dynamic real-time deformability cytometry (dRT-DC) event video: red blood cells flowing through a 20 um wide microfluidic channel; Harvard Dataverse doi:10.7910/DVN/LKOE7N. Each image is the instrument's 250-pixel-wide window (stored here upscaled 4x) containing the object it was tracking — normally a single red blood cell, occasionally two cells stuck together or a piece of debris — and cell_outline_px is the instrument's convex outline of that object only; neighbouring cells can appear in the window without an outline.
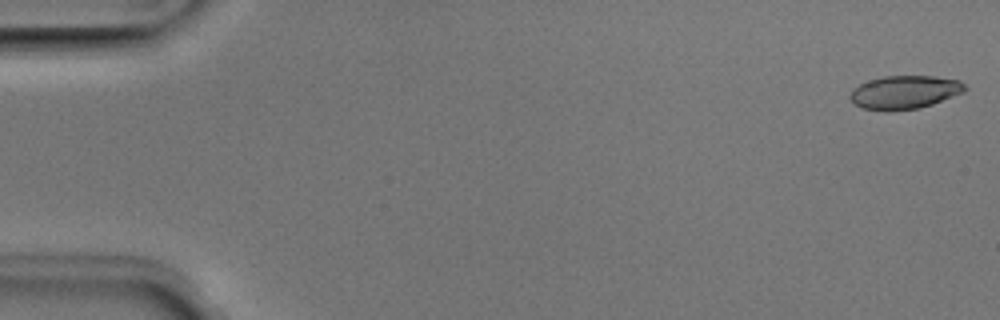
{"species": "Egyptian fruit bat (a non-hibernating species)", "species_latin": "Rousettus aegyptiacus", "temperature_condition": "room temperature", "stored_images_in_passage": 51, "camera_frame_rate_fps": 3000, "um_per_image_px": 0.085, "animal": {"sex": "male"}, "frame": {"image": 1, "passage_image": 1, "time_ms": 0.0, "image_size_px": [1000, 320], "cell_outline_px": [[968, 88], [964, 92], [932, 104], [920, 108], [888, 112], [884, 112], [860, 108], [848, 96], [860, 84], [868, 80], [884, 76], [936, 76], [960, 80]], "centroid_in_image_um": [76.9, 7.85], "position_along_channel_um": 8.1, "area_um2": 22.54}}
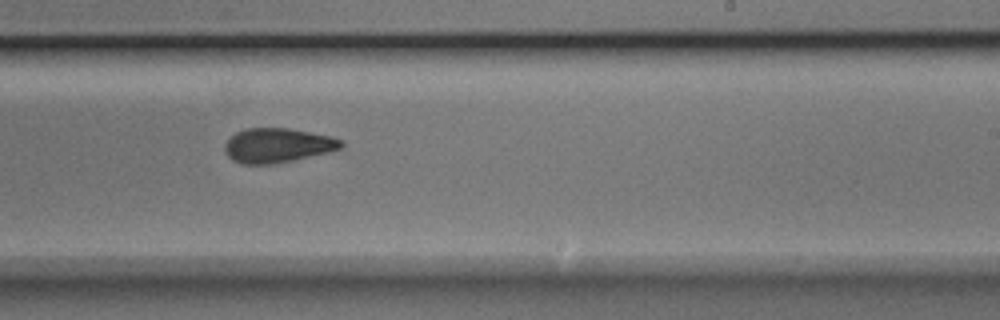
{"frame": {"image": 2, "passage_image": 31, "time_ms": 10.0, "image_size_px": [1000, 320], "cell_outline_px": [[344, 144], [340, 148], [328, 152], [292, 160], [272, 164], [240, 164], [232, 160], [224, 152], [224, 144], [236, 132], [244, 128], [288, 128], [332, 136], [344, 140]], "centroid_in_image_um": [23.57, 12.35], "position_along_channel_um": 265.4, "area_um2": 23.41}}
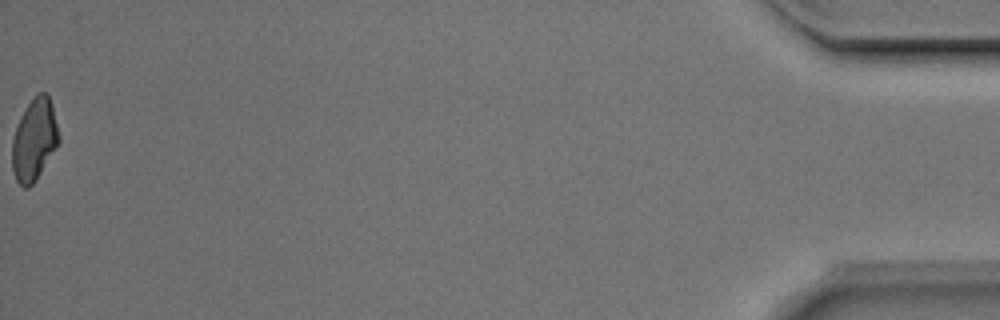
{"frame": {"image": 3, "passage_image": 51, "time_ms": 16.667, "image_size_px": [1000, 320], "cell_outline_px": [[60, 140], [36, 180], [28, 188], [24, 188], [16, 180], [12, 168], [12, 140], [20, 116], [28, 104], [40, 92], [48, 92], [60, 136]], "centroid_in_image_um": [2.91, 11.89], "position_along_channel_um": 432.3, "area_um2": 22.02}, "authors_computed_cell_mechanics": {"area_um2": 23.0044, "velocity_mm_per_s": 4.0027, "shape_relaxation_time_tau1_ms": 4.5065, "shape_relaxation_time_tau2_ms": 2.846, "deformation_change_tau1": 0.1471, "deformation_change_tau2": 0.0963}}